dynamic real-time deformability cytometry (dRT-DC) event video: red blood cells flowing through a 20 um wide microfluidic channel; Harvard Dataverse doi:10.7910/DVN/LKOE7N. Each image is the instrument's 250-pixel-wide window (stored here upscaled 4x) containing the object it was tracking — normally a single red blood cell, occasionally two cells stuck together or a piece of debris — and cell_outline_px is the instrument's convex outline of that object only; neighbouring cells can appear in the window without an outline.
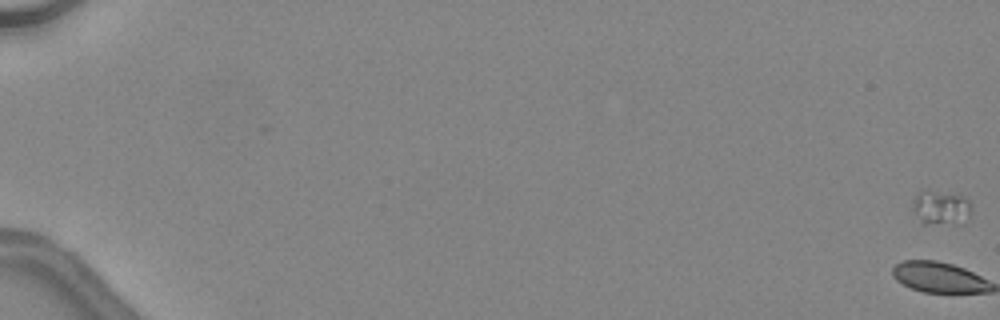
{"species": "common noctule bat (a hibernating species)", "species_latin": "Nyctalus noctula", "temperature_condition": "warm", "stored_images_in_passage": 18, "camera_frame_rate_fps": 3000, "um_per_image_px": 0.085, "animal": {"sex": "female", "body_mass_g": 24.6, "forearm_length_mm": 56.2}, "frame": {"image": 1, "passage_image": 1, "time_ms": 0.0, "image_size_px": [1000, 320], "cell_outline_px": [[972, 208], [968, 216], [960, 224], [924, 224], [912, 212], [912, 204], [916, 196], [920, 192], [928, 188], [964, 196], [972, 204]], "centroid_in_image_um": [79.97, 17.63], "position_along_channel_um": 5.0, "area_um2": 12.14}}